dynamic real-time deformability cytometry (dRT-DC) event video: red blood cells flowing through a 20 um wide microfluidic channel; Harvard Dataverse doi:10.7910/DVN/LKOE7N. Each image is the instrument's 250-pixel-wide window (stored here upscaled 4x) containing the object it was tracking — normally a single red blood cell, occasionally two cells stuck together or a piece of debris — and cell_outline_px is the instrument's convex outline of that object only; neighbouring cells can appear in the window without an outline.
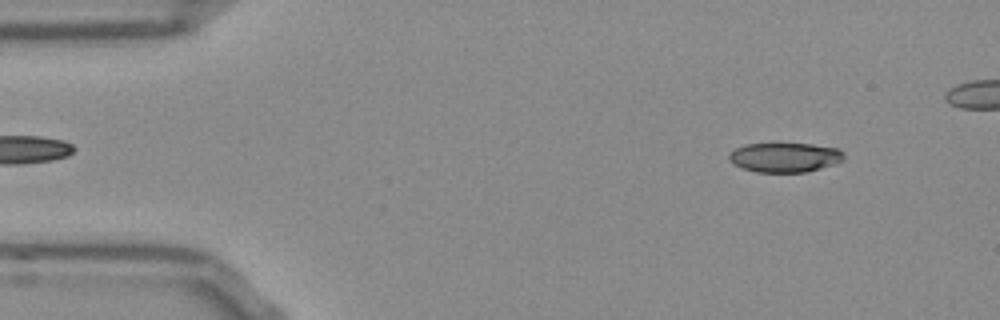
{"species": "Egyptian fruit bat (a non-hibernating species)", "species_latin": "Rousettus aegyptiacus", "temperature_condition": "room temperature", "stored_images_in_passage": 47, "camera_frame_rate_fps": 3000, "um_per_image_px": 0.085, "frame": {"image": 1, "passage_image": 5, "time_ms": 1.333, "image_size_px": [1000, 320], "cell_outline_px": [[844, 160], [820, 168], [804, 172], [756, 172], [740, 168], [732, 164], [728, 160], [728, 156], [736, 148], [744, 144], [812, 144], [840, 148], [844, 152]], "centroid_in_image_um": [66.69, 13.38], "position_along_channel_um": 18.3, "area_um2": 19.83}}
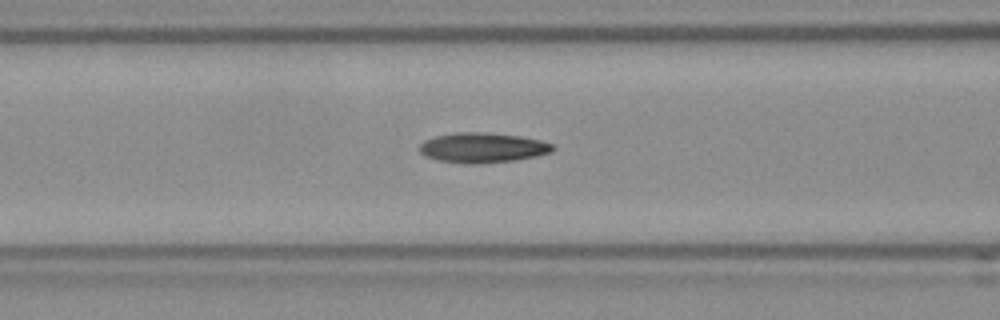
{"frame": {"image": 2, "passage_image": 20, "time_ms": 6.333, "image_size_px": [1000, 320], "cell_outline_px": [[556, 148], [552, 152], [536, 156], [516, 160], [476, 164], [468, 164], [440, 160], [424, 156], [420, 152], [420, 144], [424, 140], [436, 136], [456, 132], [484, 132], [520, 136], [540, 140], [552, 144]], "centroid_in_image_um": [41.03, 12.55], "position_along_channel_um": 125.6, "area_um2": 23.29}}
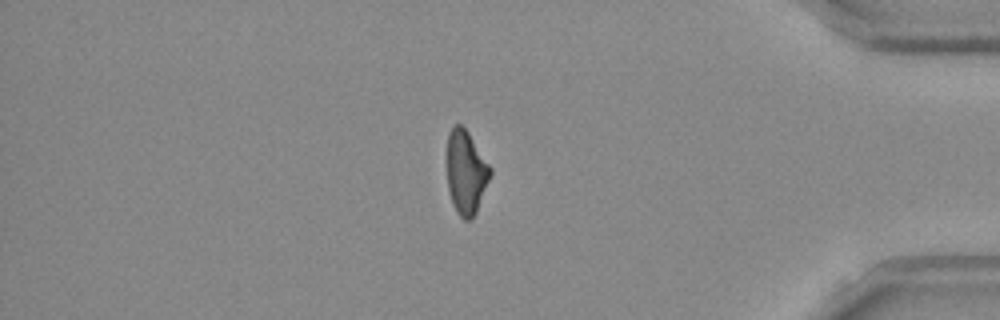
{"frame": {"image": 3, "passage_image": 44, "time_ms": 14.333, "image_size_px": [1000, 320], "cell_outline_px": [[492, 172], [476, 212], [472, 220], [464, 220], [456, 212], [452, 204], [448, 188], [448, 132], [452, 124], [460, 124], [468, 132], [492, 168]], "centroid_in_image_um": [39.61, 14.65], "position_along_channel_um": 395.6, "area_um2": 21.04}}